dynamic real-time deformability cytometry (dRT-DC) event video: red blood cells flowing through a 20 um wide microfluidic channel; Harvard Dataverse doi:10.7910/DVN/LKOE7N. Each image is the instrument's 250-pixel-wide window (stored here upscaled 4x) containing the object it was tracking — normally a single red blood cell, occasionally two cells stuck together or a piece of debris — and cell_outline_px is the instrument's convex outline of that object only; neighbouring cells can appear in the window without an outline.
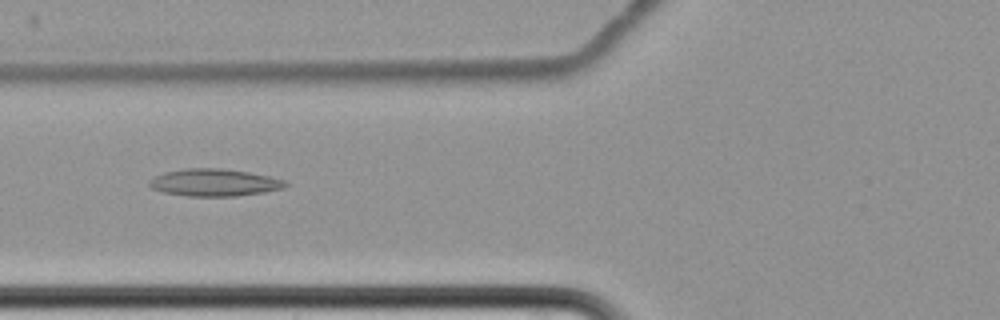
{"species": "common noctule bat (a hibernating species)", "species_latin": "Nyctalus noctula", "temperature_condition": "cold", "stored_images_in_passage": 7, "camera_frame_rate_fps": 3000, "um_per_image_px": 0.085, "animal": {"sex": "female", "body_mass_g": 22.7, "forearm_length_mm": 54.2}, "frame": {"image": 1, "passage_image": 3, "time_ms": 2.333, "image_size_px": [1000, 320], "cell_outline_px": [[288, 184], [284, 188], [264, 192], [236, 196], [188, 196], [164, 192], [152, 188], [148, 184], [148, 180], [152, 176], [164, 172], [184, 168], [220, 168], [248, 172], [268, 176], [284, 180]], "centroid_in_image_um": [18.17, 15.51], "position_along_channel_um": 107.6, "area_um2": 21.68}}
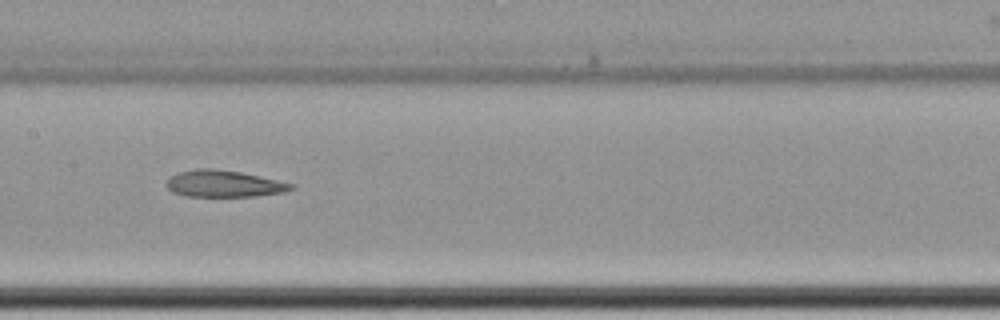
{"frame": {"image": 2, "passage_image": 5, "time_ms": 4.667, "image_size_px": [1000, 320], "cell_outline_px": [[296, 188], [284, 192], [252, 196], [184, 196], [172, 192], [164, 184], [172, 176], [180, 172], [196, 168], [212, 168], [240, 172], [296, 184]], "centroid_in_image_um": [19.03, 15.61], "position_along_channel_um": 188.4, "area_um2": 19.36}}
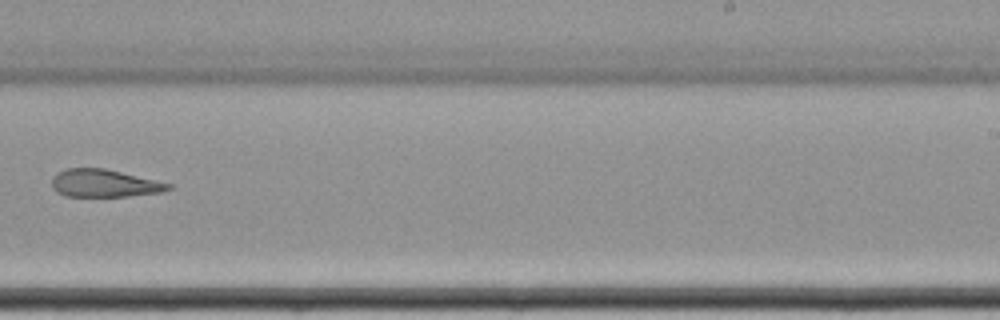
{"frame": {"image": 3, "passage_image": 7, "time_ms": 7.333, "image_size_px": [1000, 320], "cell_outline_px": [[172, 188], [160, 192], [128, 196], [64, 196], [56, 192], [52, 188], [52, 176], [68, 168], [104, 168], [172, 184]], "centroid_in_image_um": [8.83, 15.58], "position_along_channel_um": 280.2, "area_um2": 18.61}}